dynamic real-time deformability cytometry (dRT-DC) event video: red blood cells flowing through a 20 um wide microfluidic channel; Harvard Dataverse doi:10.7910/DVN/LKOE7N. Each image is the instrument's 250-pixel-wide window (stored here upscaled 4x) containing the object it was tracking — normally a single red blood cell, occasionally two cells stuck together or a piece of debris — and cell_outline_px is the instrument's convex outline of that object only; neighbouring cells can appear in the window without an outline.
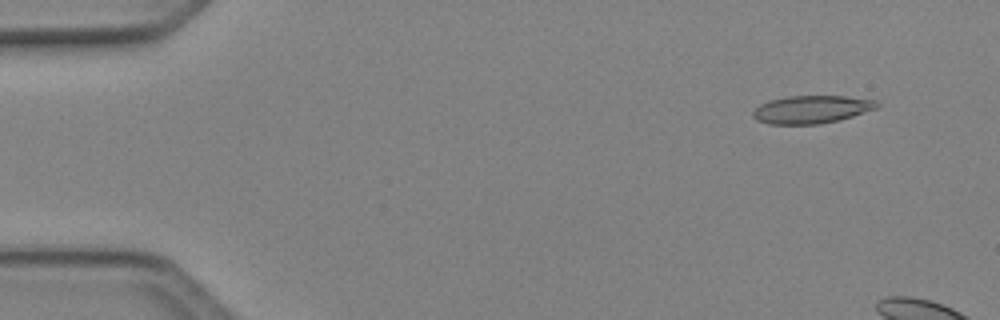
{"species": "Egyptian fruit bat (a non-hibernating species)", "species_latin": "Rousettus aegyptiacus", "temperature_condition": "cold", "stored_images_in_passage": 11, "camera_frame_rate_fps": 3000, "um_per_image_px": 0.085, "animal": {"sex": "female"}, "frame": {"image": 1, "passage_image": 5, "time_ms": 1.333, "image_size_px": [1000, 320], "cell_outline_px": [[880, 104], [876, 108], [840, 120], [820, 124], [768, 124], [756, 120], [752, 116], [752, 112], [760, 104], [768, 100], [788, 96], [844, 96], [876, 100]], "centroid_in_image_um": [68.95, 9.3], "position_along_channel_um": 16.0, "area_um2": 20.17}}